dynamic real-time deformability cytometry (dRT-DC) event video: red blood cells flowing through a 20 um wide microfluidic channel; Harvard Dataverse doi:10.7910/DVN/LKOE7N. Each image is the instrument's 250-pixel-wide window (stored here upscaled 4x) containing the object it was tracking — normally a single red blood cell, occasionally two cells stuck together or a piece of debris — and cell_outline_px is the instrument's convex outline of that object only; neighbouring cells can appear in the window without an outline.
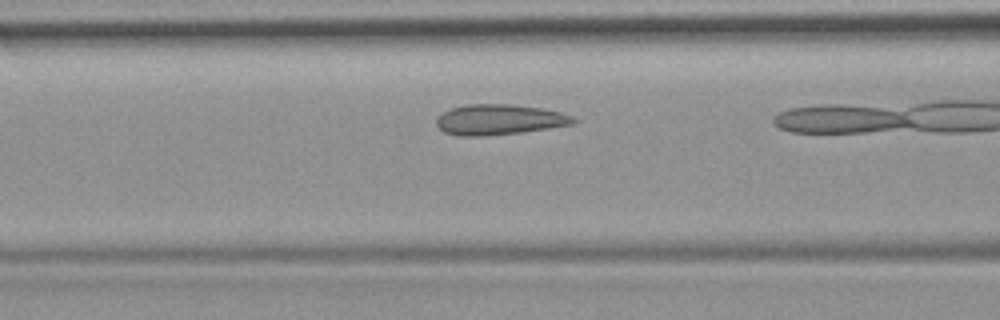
{"species": "common noctule bat (a hibernating species)", "species_latin": "Nyctalus noctula", "temperature_condition": "room temperature", "stored_images_in_passage": 11, "camera_frame_rate_fps": 3000, "um_per_image_px": 0.085, "animal": {"sex": "female", "body_mass_g": 19.9}, "frame": {"image": 1, "passage_image": 10, "time_ms": 3.0, "image_size_px": [1000, 320], "cell_outline_px": [[576, 120], [572, 124], [548, 128], [520, 132], [484, 136], [460, 136], [444, 132], [436, 124], [436, 120], [444, 112], [452, 108], [468, 104], [508, 104], [540, 108], [560, 112], [572, 116]], "centroid_in_image_um": [42.41, 10.17], "position_along_channel_um": 124.2, "area_um2": 23.93}}